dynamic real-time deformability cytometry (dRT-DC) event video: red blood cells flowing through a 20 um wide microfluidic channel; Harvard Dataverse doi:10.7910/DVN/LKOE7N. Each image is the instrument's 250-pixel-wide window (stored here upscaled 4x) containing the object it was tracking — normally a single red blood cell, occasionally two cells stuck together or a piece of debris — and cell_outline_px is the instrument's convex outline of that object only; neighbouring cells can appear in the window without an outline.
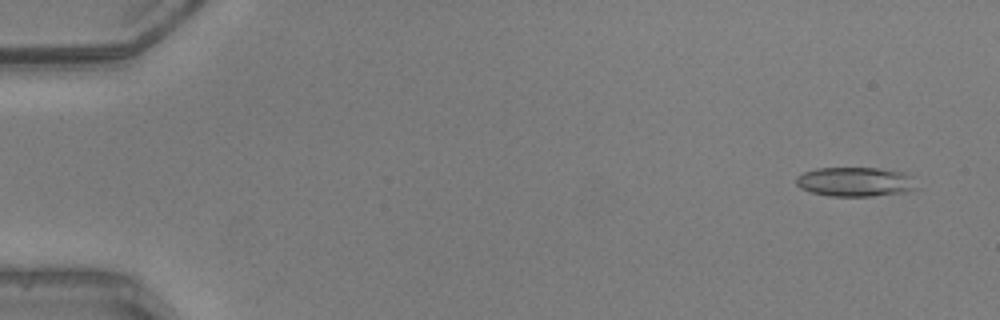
{"species": "common noctule bat (a hibernating species)", "species_latin": "Nyctalus noctula", "temperature_condition": "warm", "stored_images_in_passage": 49, "camera_frame_rate_fps": 3000, "um_per_image_px": 0.085, "animal": {"sex": "male", "body_mass_g": 20.5, "forearm_length_mm": 52.5}, "frame": {"image": 1, "passage_image": 3, "time_ms": 0.667, "image_size_px": [1000, 320], "cell_outline_px": [[920, 188], [908, 192], [872, 196], [828, 196], [812, 192], [800, 188], [796, 184], [796, 176], [804, 172], [816, 168], [880, 168], [904, 172], [912, 176]], "centroid_in_image_um": [72.75, 15.45], "position_along_channel_um": 12.2, "area_um2": 20.98}}
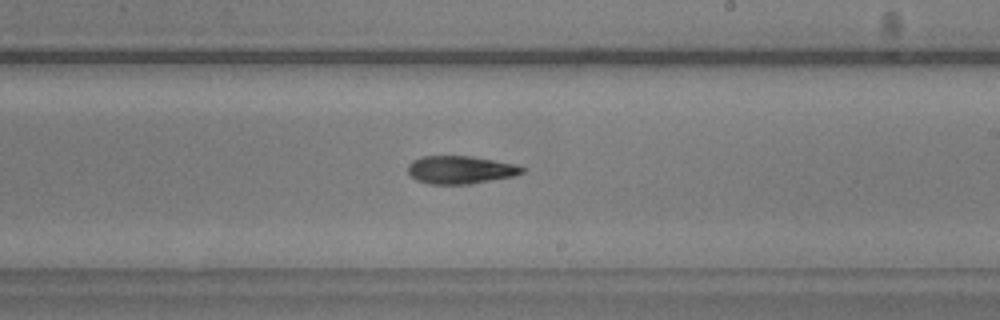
{"frame": {"image": 2, "passage_image": 30, "time_ms": 9.667, "image_size_px": [1000, 320], "cell_outline_px": [[524, 172], [516, 176], [468, 184], [428, 184], [416, 180], [408, 172], [408, 164], [412, 160], [420, 156], [472, 156], [516, 164], [524, 168]], "centroid_in_image_um": [39.13, 14.43], "position_along_channel_um": 249.9, "area_um2": 18.73}}
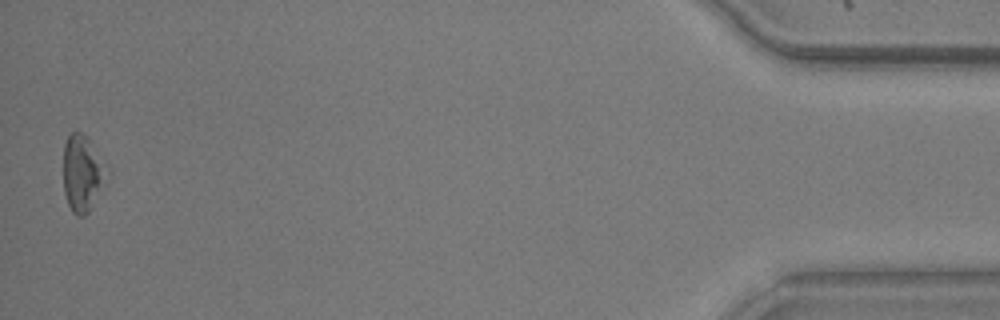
{"frame": {"image": 3, "passage_image": 49, "time_ms": 16.0, "image_size_px": [1000, 320], "cell_outline_px": [[104, 176], [88, 212], [84, 216], [76, 216], [72, 212], [68, 204], [64, 192], [64, 144], [68, 136], [72, 132], [80, 132], [88, 140], [104, 172]], "centroid_in_image_um": [6.87, 14.77], "position_along_channel_um": 428.3, "area_um2": 17.57}, "authors_computed_cell_mechanics": {"area_um2": 19.1896, "velocity_mm_per_s": 4.1597, "shape_relaxation_time_tau1_ms": 6.0121, "shape_relaxation_time_tau2_ms": null, "deformation_change_tau1": 0.183, "deformation_change_tau2": null}}